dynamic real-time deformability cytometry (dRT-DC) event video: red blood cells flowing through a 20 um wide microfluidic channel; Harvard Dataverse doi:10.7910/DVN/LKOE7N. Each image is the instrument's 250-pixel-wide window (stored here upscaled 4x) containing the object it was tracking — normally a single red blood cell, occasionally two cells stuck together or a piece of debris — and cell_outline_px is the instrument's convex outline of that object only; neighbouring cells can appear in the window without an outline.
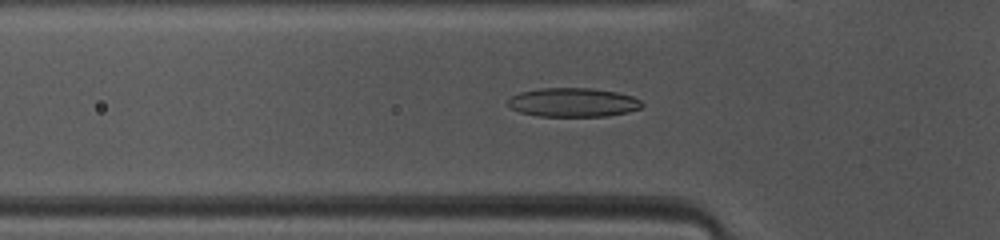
{"species": "common noctule bat (a hibernating species)", "species_latin": "Nyctalus noctula", "temperature_condition": "warm", "stored_images_in_passage": 40, "camera_frame_rate_fps": 3000, "um_per_image_px": 0.085, "animal": {"sex": "female", "body_mass_g": 10.0, "forearm_length_mm": 53.1}, "frame": {"image": 1, "passage_image": 7, "time_ms": 2.0, "image_size_px": [1000, 240], "cell_outline_px": [[644, 104], [640, 108], [628, 112], [604, 116], [540, 116], [520, 112], [512, 108], [508, 104], [508, 100], [512, 96], [520, 92], [540, 88], [592, 88], [616, 92], [632, 96], [640, 100]], "centroid_in_image_um": [48.72, 8.7], "position_along_channel_um": 77.1, "area_um2": 22.48}}
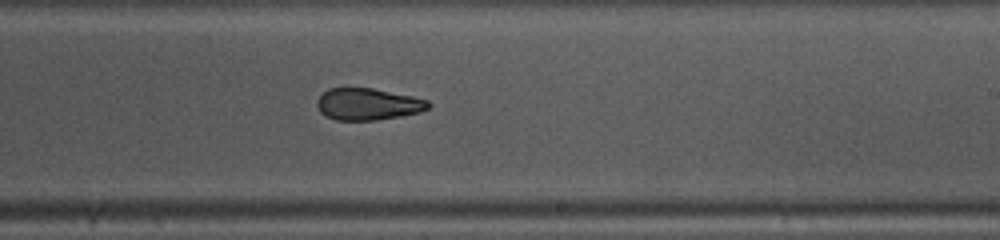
{"frame": {"image": 2, "passage_image": 20, "time_ms": 6.333, "image_size_px": [1000, 240], "cell_outline_px": [[432, 104], [428, 108], [420, 112], [400, 116], [376, 120], [336, 120], [324, 116], [320, 112], [316, 104], [316, 100], [328, 88], [372, 88], [412, 96], [428, 100]], "centroid_in_image_um": [31.25, 8.85], "position_along_channel_um": 257.7, "area_um2": 20.69}}
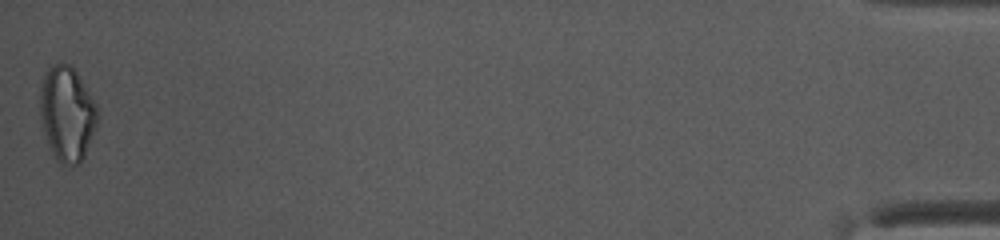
{"frame": {"image": 3, "passage_image": 40, "time_ms": 13.0, "image_size_px": [1000, 240], "cell_outline_px": [[100, 116], [84, 156], [80, 164], [60, 164], [56, 160], [48, 144], [44, 132], [40, 116], [40, 88], [44, 72], [48, 68], [56, 64], [72, 64], [96, 104]], "centroid_in_image_um": [5.7, 9.65], "position_along_channel_um": 429.5, "area_um2": 31.79}, "authors_computed_cell_mechanics": {"area_um2": 22.2241, "velocity_mm_per_s": 4.144, "shape_relaxation_time_tau1_ms": null, "shape_relaxation_time_tau2_ms": 2.3853, "deformation_change_tau1": null, "deformation_change_tau2": 0.094}}